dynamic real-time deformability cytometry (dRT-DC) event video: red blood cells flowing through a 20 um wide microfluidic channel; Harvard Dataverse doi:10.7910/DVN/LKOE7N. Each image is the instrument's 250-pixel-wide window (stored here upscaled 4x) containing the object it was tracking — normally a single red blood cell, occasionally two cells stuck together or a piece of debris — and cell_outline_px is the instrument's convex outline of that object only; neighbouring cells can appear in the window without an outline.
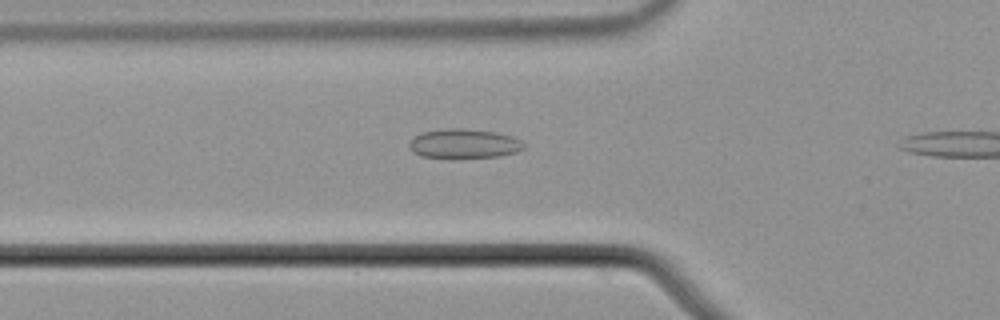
{"species": "common noctule bat (a hibernating species)", "species_latin": "Nyctalus noctula", "temperature_condition": "cold", "stored_images_in_passage": 28, "camera_frame_rate_fps": 3000, "um_per_image_px": 0.085, "animal": {"sex": "male", "body_mass_g": 21.5, "forearm_length_mm": 52.0}, "frame": {"image": 1, "passage_image": 2, "time_ms": 0.333, "image_size_px": [1000, 320], "cell_outline_px": [[524, 148], [516, 152], [500, 156], [452, 160], [420, 156], [412, 152], [408, 144], [420, 132], [444, 128], [464, 128], [496, 132], [512, 136], [520, 140], [524, 144]], "centroid_in_image_um": [39.41, 12.24], "position_along_channel_um": 86.4, "area_um2": 20.35}}
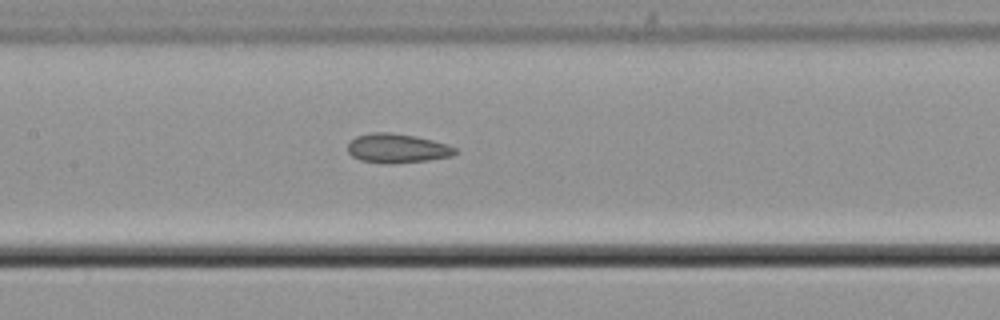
{"frame": {"image": 2, "passage_image": 9, "time_ms": 2.667, "image_size_px": [1000, 320], "cell_outline_px": [[460, 152], [452, 156], [428, 160], [388, 164], [384, 164], [360, 160], [352, 156], [348, 152], [348, 144], [356, 136], [372, 132], [392, 132], [416, 136], [448, 144], [456, 148]], "centroid_in_image_um": [33.78, 12.6], "position_along_channel_um": 173.6, "area_um2": 18.5}}
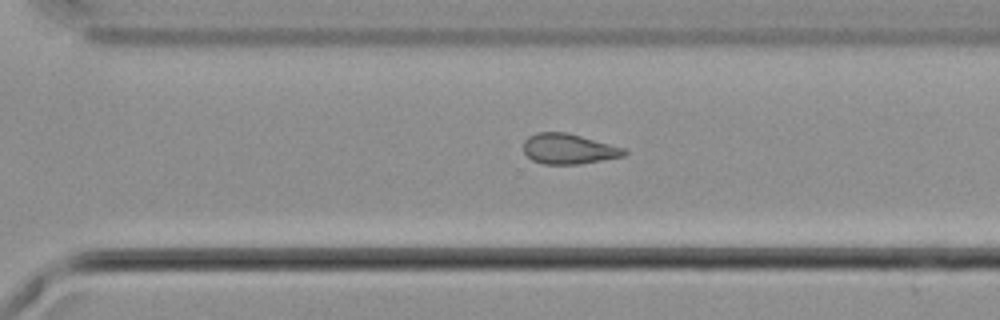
{"frame": {"image": 3, "passage_image": 21, "time_ms": 6.667, "image_size_px": [1000, 320], "cell_outline_px": [[628, 152], [624, 156], [580, 164], [544, 164], [532, 160], [524, 152], [524, 140], [528, 136], [536, 132], [564, 132], [580, 136], [624, 148]], "centroid_in_image_um": [48.3, 12.66], "position_along_channel_um": 322.3, "area_um2": 17.63}}